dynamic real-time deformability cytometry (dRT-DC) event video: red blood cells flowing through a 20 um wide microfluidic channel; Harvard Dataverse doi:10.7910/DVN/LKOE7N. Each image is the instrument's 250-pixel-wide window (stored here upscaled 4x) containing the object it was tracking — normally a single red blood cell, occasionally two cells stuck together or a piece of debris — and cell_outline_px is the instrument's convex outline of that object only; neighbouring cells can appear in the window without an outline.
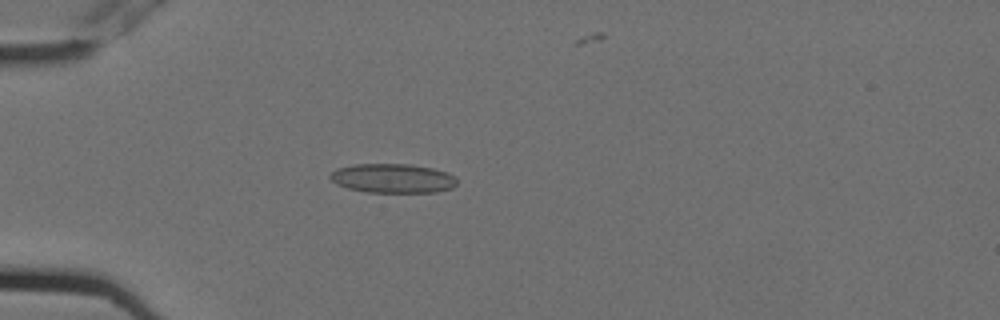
{"species": "Egyptian fruit bat (a non-hibernating species)", "species_latin": "Rousettus aegyptiacus", "temperature_condition": "cold", "stored_images_in_passage": 2, "camera_frame_rate_fps": 3000, "um_per_image_px": 0.085, "animal": {"sex": "female"}, "frame": {"image": 1, "passage_image": 1, "time_ms": 0.0, "image_size_px": [1000, 320], "cell_outline_px": [[456, 184], [452, 188], [436, 192], [368, 192], [348, 188], [336, 184], [328, 176], [336, 168], [356, 164], [408, 164], [432, 168], [448, 172], [456, 176]], "centroid_in_image_um": [33.39, 15.15], "position_along_channel_um": 51.6, "area_um2": 21.62}}